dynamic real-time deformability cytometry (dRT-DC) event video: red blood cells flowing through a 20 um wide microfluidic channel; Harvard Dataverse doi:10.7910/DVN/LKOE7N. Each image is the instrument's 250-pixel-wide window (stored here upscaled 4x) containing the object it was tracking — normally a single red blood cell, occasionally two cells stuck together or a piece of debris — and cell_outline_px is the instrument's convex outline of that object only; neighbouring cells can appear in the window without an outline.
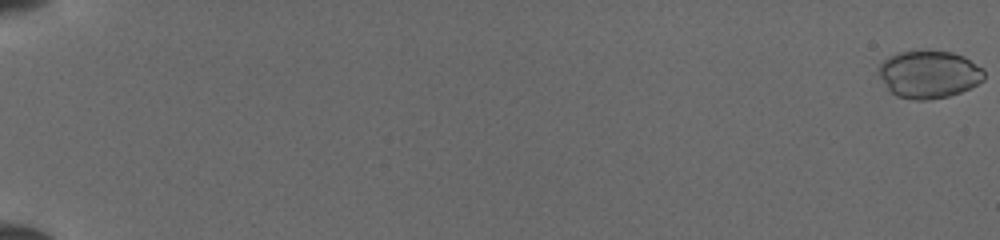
{"species": "common noctule bat (a hibernating species)", "species_latin": "Nyctalus noctula", "temperature_condition": "cold", "stored_images_in_passage": 52, "camera_frame_rate_fps": 3000, "um_per_image_px": 0.085, "animal": {"sex": "female", "body_mass_g": 19.5, "forearm_length_mm": 54.1}, "frame": {"image": 1, "passage_image": 1, "time_ms": 0.0, "image_size_px": [1000, 240], "cell_outline_px": [[984, 80], [960, 92], [948, 96], [928, 100], [912, 100], [896, 96], [888, 88], [880, 76], [880, 64], [888, 56], [900, 52], [952, 52], [964, 56], [984, 68]], "centroid_in_image_um": [78.99, 6.33], "position_along_channel_um": 6.0, "area_um2": 28.84}}
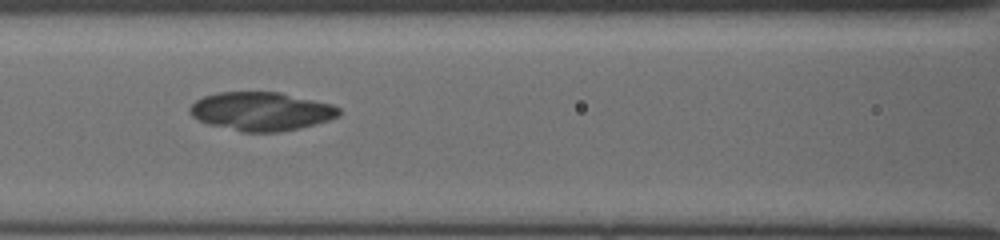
{"frame": {"image": 2, "passage_image": 26, "time_ms": 8.333, "image_size_px": [1000, 240], "cell_outline_px": [[340, 116], [316, 124], [300, 128], [280, 132], [240, 132], [208, 124], [196, 120], [188, 112], [188, 108], [196, 100], [204, 96], [216, 92], [280, 92], [332, 104], [340, 108]], "centroid_in_image_um": [22.18, 9.47], "position_along_channel_um": 144.4, "area_um2": 33.87}}
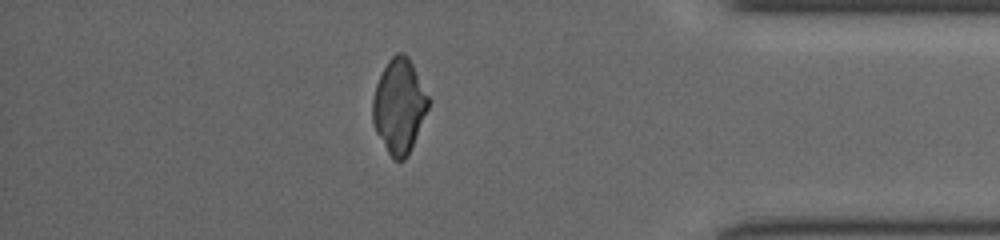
{"frame": {"image": 3, "passage_image": 46, "time_ms": 15.0, "image_size_px": [1000, 240], "cell_outline_px": [[432, 100], [408, 156], [404, 160], [396, 160], [388, 152], [376, 132], [372, 120], [372, 100], [376, 84], [388, 60], [396, 52], [404, 52], [408, 56]], "centroid_in_image_um": [33.95, 8.98], "position_along_channel_um": 401.3, "area_um2": 30.75}}